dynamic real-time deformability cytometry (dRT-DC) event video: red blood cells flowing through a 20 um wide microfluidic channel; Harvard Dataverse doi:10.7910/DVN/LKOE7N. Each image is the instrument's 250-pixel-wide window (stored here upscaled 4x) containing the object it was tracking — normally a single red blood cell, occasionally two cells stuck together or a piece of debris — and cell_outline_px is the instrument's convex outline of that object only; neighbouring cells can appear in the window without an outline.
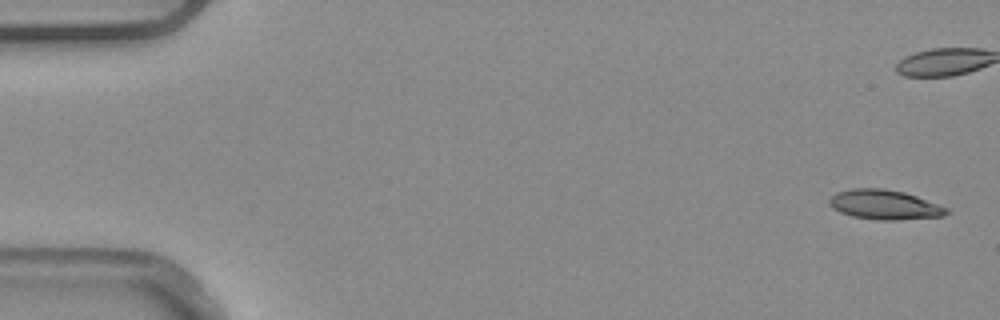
{"species": "common noctule bat (a hibernating species)", "species_latin": "Nyctalus noctula", "temperature_condition": "warm", "stored_images_in_passage": 5, "camera_frame_rate_fps": 3000, "um_per_image_px": 0.085, "animal": {"sex": "male", "body_mass_g": 20.4}, "frame": {"image": 1, "passage_image": 1, "time_ms": 0.0, "image_size_px": [1000, 320], "cell_outline_px": [[948, 212], [944, 216], [896, 220], [880, 220], [852, 216], [840, 212], [832, 208], [828, 204], [828, 200], [836, 192], [852, 188], [884, 188], [904, 192], [916, 196], [948, 208]], "centroid_in_image_um": [75.15, 17.39], "position_along_channel_um": 9.8, "area_um2": 20.23}}